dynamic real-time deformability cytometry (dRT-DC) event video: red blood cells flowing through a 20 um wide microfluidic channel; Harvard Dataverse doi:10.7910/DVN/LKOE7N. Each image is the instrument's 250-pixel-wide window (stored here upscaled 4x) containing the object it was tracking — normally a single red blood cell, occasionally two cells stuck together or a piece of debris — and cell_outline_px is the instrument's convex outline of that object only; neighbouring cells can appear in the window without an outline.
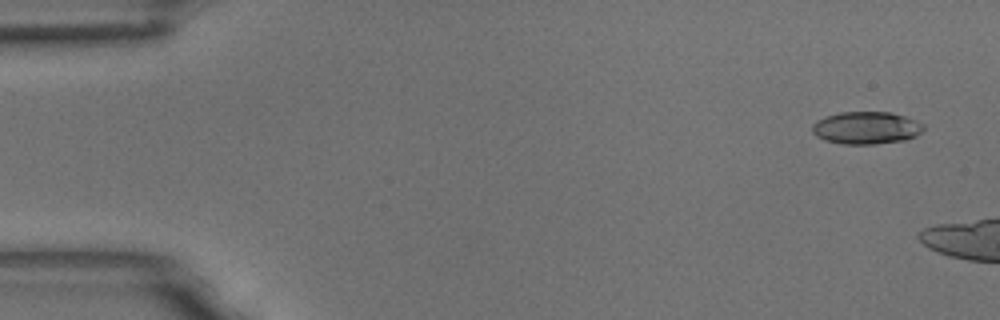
{"species": "common noctule bat (a hibernating species)", "species_latin": "Nyctalus noctula", "temperature_condition": "room temperature", "stored_images_in_passage": 4, "camera_frame_rate_fps": 3000, "um_per_image_px": 0.085, "animal": {"sex": "male", "body_mass_g": 18.8}, "frame": {"image": 1, "passage_image": 1, "time_ms": 0.0, "image_size_px": [1000, 320], "cell_outline_px": [[924, 128], [916, 136], [904, 140], [876, 144], [840, 144], [824, 140], [816, 136], [812, 132], [812, 124], [816, 120], [824, 116], [840, 112], [888, 112], [904, 116], [916, 120], [924, 124]], "centroid_in_image_um": [73.6, 10.87], "position_along_channel_um": 11.4, "area_um2": 21.21}}